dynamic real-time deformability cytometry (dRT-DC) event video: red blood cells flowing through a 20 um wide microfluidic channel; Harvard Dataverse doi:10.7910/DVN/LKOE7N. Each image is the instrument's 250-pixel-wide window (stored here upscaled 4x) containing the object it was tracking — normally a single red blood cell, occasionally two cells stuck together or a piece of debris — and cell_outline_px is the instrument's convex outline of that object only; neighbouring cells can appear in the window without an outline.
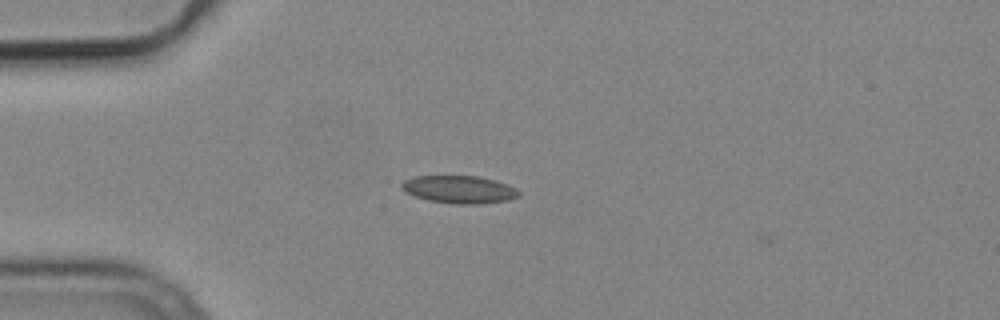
{"species": "common noctule bat (a hibernating species)", "species_latin": "Nyctalus noctula", "temperature_condition": "cold", "stored_images_in_passage": 12, "camera_frame_rate_fps": 3000, "um_per_image_px": 0.085, "animal": {"sex": "male", "body_mass_g": 19.2, "forearm_length_mm": 51.8}, "frame": {"image": 1, "passage_image": 2, "time_ms": 0.333, "image_size_px": [1000, 320], "cell_outline_px": [[520, 196], [508, 200], [480, 204], [456, 204], [428, 200], [404, 192], [400, 188], [400, 184], [404, 180], [416, 176], [480, 176], [496, 180], [508, 184], [516, 188], [520, 192]], "centroid_in_image_um": [39.05, 16.1], "position_along_channel_um": 46.0, "area_um2": 19.07}}
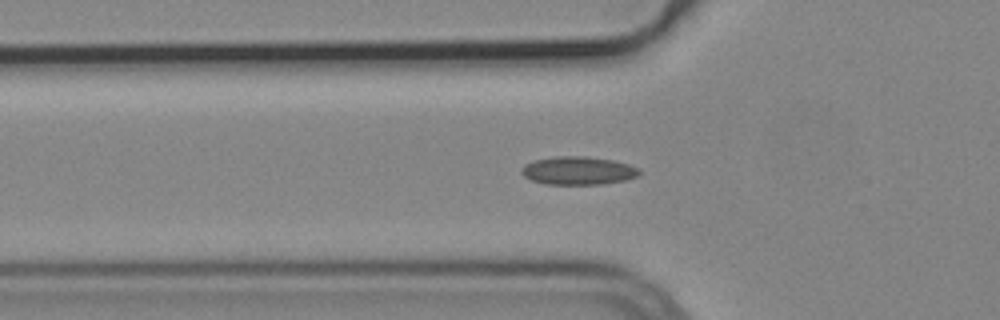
{"frame": {"image": 2, "passage_image": 6, "time_ms": 1.667, "image_size_px": [1000, 320], "cell_outline_px": [[640, 172], [636, 176], [624, 180], [600, 184], [544, 184], [532, 180], [524, 176], [520, 172], [520, 168], [524, 164], [532, 160], [556, 156], [584, 156], [612, 160], [628, 164], [640, 168]], "centroid_in_image_um": [49.09, 14.49], "position_along_channel_um": 76.7, "area_um2": 19.36}}
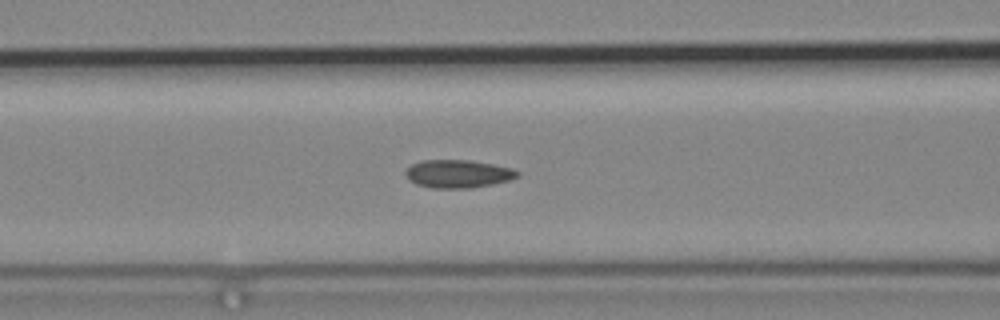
{"frame": {"image": 3, "passage_image": 10, "time_ms": 3.0, "image_size_px": [1000, 320], "cell_outline_px": [[520, 176], [508, 180], [492, 184], [472, 188], [432, 188], [416, 184], [408, 180], [404, 172], [412, 164], [424, 160], [468, 160], [492, 164], [512, 168], [520, 172]], "centroid_in_image_um": [38.92, 14.78], "position_along_channel_um": 127.7, "area_um2": 18.26}}